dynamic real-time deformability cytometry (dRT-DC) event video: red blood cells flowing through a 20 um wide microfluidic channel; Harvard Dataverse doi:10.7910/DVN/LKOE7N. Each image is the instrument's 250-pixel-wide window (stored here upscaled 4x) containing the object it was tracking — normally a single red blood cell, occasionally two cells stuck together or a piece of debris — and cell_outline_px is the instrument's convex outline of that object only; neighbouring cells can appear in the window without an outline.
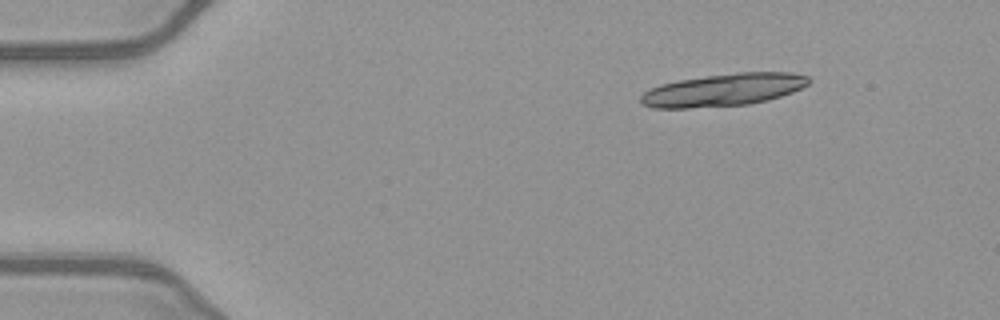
{"species": "common noctule bat (a hibernating species)", "species_latin": "Nyctalus noctula", "temperature_condition": "warm", "stored_images_in_passage": 18, "camera_frame_rate_fps": 3000, "um_per_image_px": 0.085, "animal": {"sex": "female", "body_mass_g": 21.9}, "frame": {"image": 1, "passage_image": 1, "time_ms": 0.0, "image_size_px": [1000, 320], "cell_outline_px": [[812, 80], [808, 84], [792, 92], [768, 100], [748, 104], [688, 108], [652, 108], [640, 104], [640, 96], [644, 92], [660, 84], [676, 80], [736, 72], [792, 72], [808, 76]], "centroid_in_image_um": [61.48, 7.63], "position_along_channel_um": 23.5, "area_um2": 31.91}}